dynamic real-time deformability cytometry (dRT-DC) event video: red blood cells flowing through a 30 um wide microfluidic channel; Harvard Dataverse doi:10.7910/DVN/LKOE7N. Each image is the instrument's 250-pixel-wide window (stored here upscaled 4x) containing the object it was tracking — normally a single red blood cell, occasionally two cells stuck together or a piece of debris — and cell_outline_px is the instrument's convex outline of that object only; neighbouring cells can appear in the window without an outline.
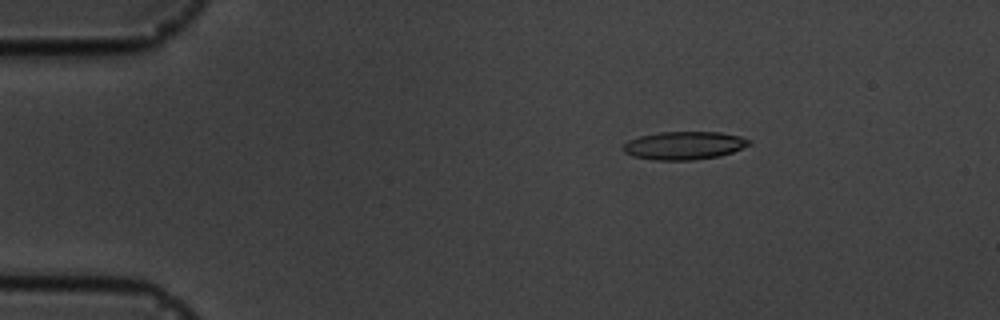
{"species": "common noctule bat (a hibernating species)", "species_latin": "Nyctalus noctula", "temperature_condition": "cold", "stored_images_in_passage": 3, "camera_frame_rate_fps": 3000, "um_per_image_px": 0.085, "animal": {"sex": "male", "body_mass_g": 19.5, "forearm_length_mm": 54.6}, "frame": {"image": 1, "passage_image": 2, "time_ms": 2.0, "image_size_px": [1000, 320], "cell_outline_px": [[752, 144], [732, 152], [720, 156], [692, 160], [652, 160], [632, 156], [624, 152], [620, 148], [628, 140], [640, 136], [660, 132], [720, 132], [740, 136], [752, 140]], "centroid_in_image_um": [58.14, 12.37], "position_along_channel_um": 26.9, "area_um2": 20.81}}